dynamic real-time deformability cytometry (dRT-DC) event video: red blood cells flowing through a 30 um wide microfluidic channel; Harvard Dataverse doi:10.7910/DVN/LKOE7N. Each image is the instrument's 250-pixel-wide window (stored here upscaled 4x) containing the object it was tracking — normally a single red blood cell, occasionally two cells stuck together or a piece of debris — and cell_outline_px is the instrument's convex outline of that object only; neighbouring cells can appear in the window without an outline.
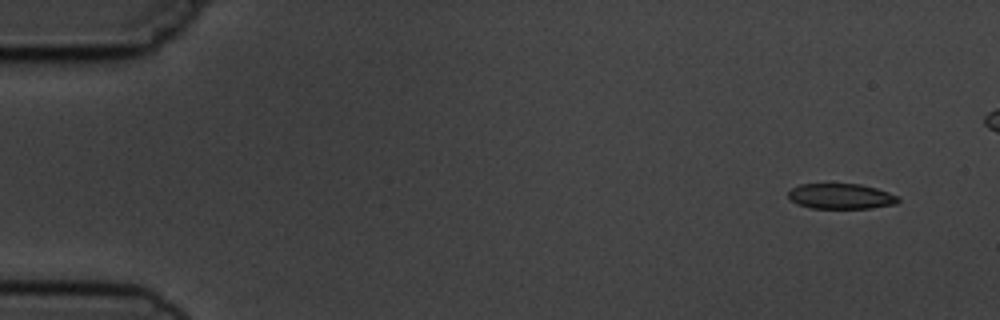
{"species": "common noctule bat (a hibernating species)", "species_latin": "Nyctalus noctula", "temperature_condition": "cold", "stored_images_in_passage": 10, "camera_frame_rate_fps": 3000, "um_per_image_px": 0.085, "animal": {"sex": "male", "body_mass_g": 19.5, "forearm_length_mm": 54.6}, "frame": {"image": 1, "passage_image": 1, "time_ms": 0.0, "image_size_px": [1000, 320], "cell_outline_px": [[900, 200], [896, 204], [872, 208], [812, 208], [796, 204], [788, 196], [788, 192], [792, 188], [800, 184], [860, 184], [876, 188], [900, 196]], "centroid_in_image_um": [71.5, 16.68], "position_along_channel_um": 13.5, "area_um2": 16.3}}
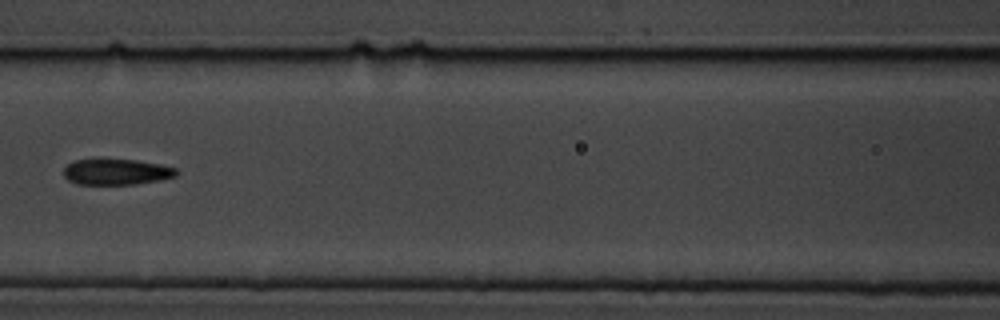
{"frame": {"image": 2, "passage_image": 7, "time_ms": 7.0, "image_size_px": [1000, 320], "cell_outline_px": [[180, 172], [176, 176], [136, 184], [76, 184], [68, 180], [64, 176], [64, 168], [72, 160], [136, 160], [160, 164], [176, 168]], "centroid_in_image_um": [9.9, 14.61], "position_along_channel_um": 156.7, "area_um2": 16.82}}
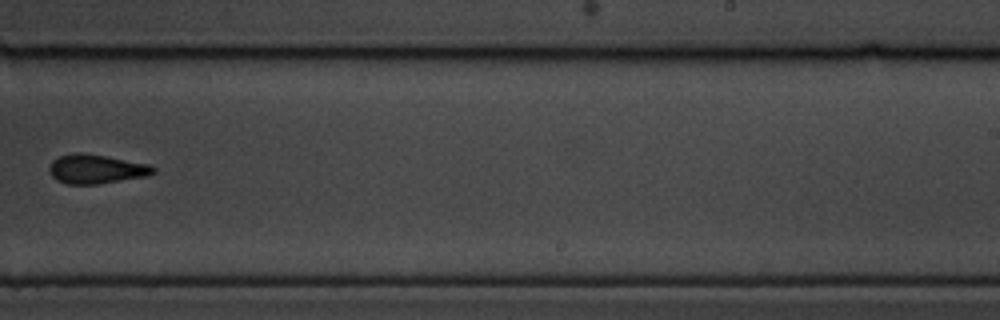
{"frame": {"image": 3, "passage_image": 10, "time_ms": 10.333, "image_size_px": [1000, 320], "cell_outline_px": [[156, 172], [148, 176], [96, 184], [68, 184], [56, 180], [52, 176], [48, 168], [52, 160], [60, 156], [76, 152], [104, 156], [148, 164], [156, 168]], "centroid_in_image_um": [8.17, 14.38], "position_along_channel_um": 280.8, "area_um2": 17.51}}